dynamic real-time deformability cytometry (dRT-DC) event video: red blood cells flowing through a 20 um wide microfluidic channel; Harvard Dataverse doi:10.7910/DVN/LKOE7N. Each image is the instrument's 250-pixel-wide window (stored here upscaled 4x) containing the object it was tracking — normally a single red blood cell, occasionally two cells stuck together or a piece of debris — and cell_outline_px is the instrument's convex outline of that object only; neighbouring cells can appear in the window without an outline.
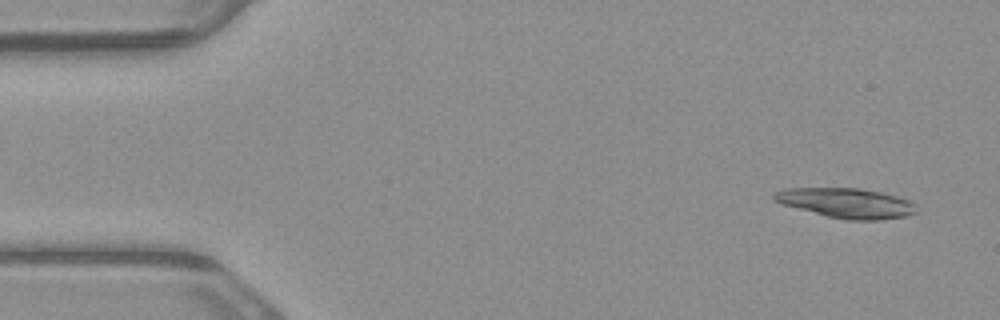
{"species": "common noctule bat (a hibernating species)", "species_latin": "Nyctalus noctula", "temperature_condition": "warm", "stored_images_in_passage": 7, "camera_frame_rate_fps": 3000, "um_per_image_px": 0.085, "animal": {"sex": "male", "body_mass_g": 23.1, "forearm_length_mm": 52.7}, "frame": {"image": 1, "passage_image": 1, "time_ms": 0.0, "image_size_px": [1000, 320], "cell_outline_px": [[916, 212], [908, 216], [880, 220], [848, 220], [828, 216], [784, 204], [772, 200], [772, 192], [784, 188], [860, 188], [880, 192], [896, 196], [908, 200], [916, 204]], "centroid_in_image_um": [71.95, 17.25], "position_along_channel_um": 13.0, "area_um2": 24.68}}
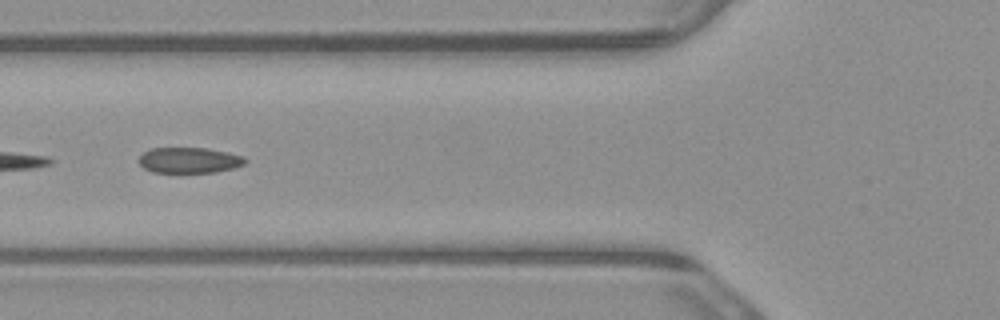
{"frame": {"image": 2, "passage_image": 5, "time_ms": 1.333, "image_size_px": [1000, 320], "cell_outline_px": [[248, 160], [244, 164], [232, 168], [216, 172], [152, 172], [144, 168], [136, 160], [144, 152], [152, 148], [208, 148], [244, 156]], "centroid_in_image_um": [16.07, 13.61], "position_along_channel_um": 109.7, "area_um2": 15.9}}
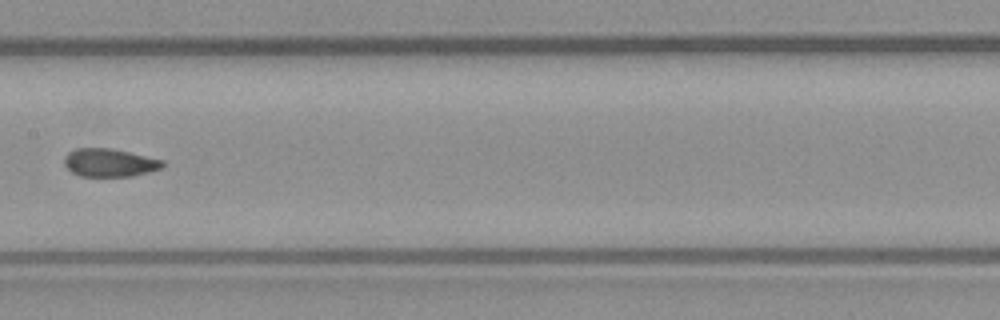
{"frame": {"image": 3, "passage_image": 7, "time_ms": 2.0, "image_size_px": [1000, 320], "cell_outline_px": [[164, 164], [160, 168], [148, 172], [132, 176], [80, 176], [72, 172], [64, 164], [64, 156], [68, 152], [76, 148], [112, 148], [164, 160]], "centroid_in_image_um": [9.29, 13.82], "position_along_channel_um": 198.1, "area_um2": 16.07}}